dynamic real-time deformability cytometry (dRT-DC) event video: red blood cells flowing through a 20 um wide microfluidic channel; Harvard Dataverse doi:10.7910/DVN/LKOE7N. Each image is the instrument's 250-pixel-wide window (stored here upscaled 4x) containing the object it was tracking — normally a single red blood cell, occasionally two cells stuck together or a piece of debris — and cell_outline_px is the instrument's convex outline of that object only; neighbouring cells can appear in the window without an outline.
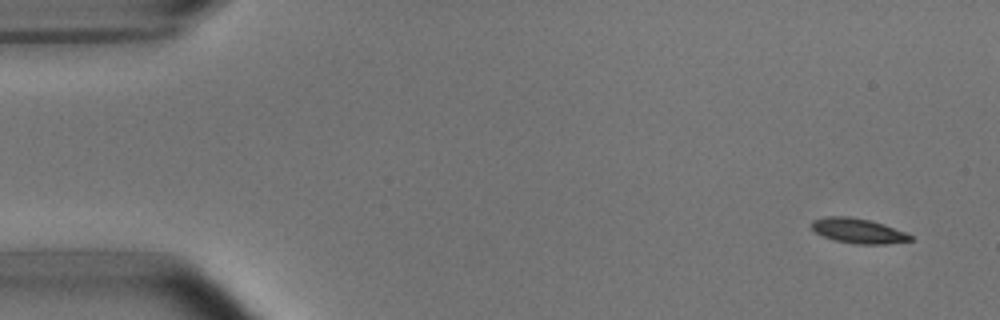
{"species": "common noctule bat (a hibernating species)", "species_latin": "Nyctalus noctula", "temperature_condition": "room temperature", "stored_images_in_passage": 6, "camera_frame_rate_fps": 3000, "um_per_image_px": 0.085, "animal": {"sex": "male", "body_mass_g": 15.6}, "frame": {"image": 1, "passage_image": 1, "time_ms": 0.0, "image_size_px": [1000, 320], "cell_outline_px": [[912, 240], [888, 244], [856, 244], [832, 240], [816, 232], [812, 228], [812, 220], [824, 216], [848, 216], [868, 220], [884, 224], [904, 232], [912, 236]], "centroid_in_image_um": [72.92, 19.62], "position_along_channel_um": 12.1, "area_um2": 14.28}}
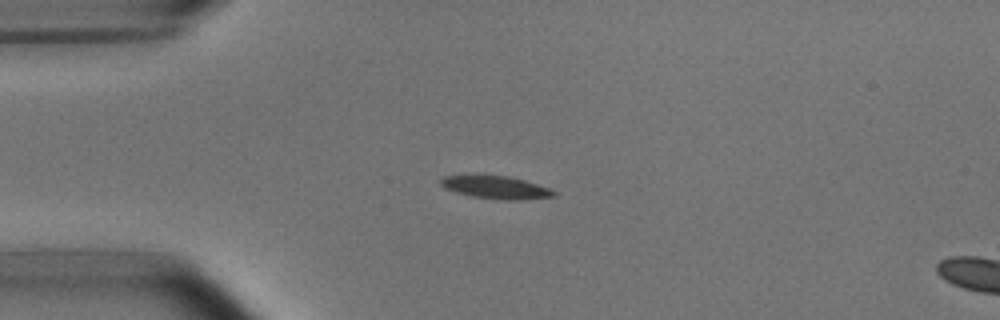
{"frame": {"image": 2, "passage_image": 4, "time_ms": 1.0, "image_size_px": [1000, 320], "cell_outline_px": [[556, 196], [520, 200], [504, 200], [472, 196], [456, 192], [444, 188], [440, 184], [440, 180], [444, 176], [508, 176], [524, 180], [548, 188], [556, 192]], "centroid_in_image_um": [42.16, 15.94], "position_along_channel_um": 42.8, "area_um2": 14.68}}
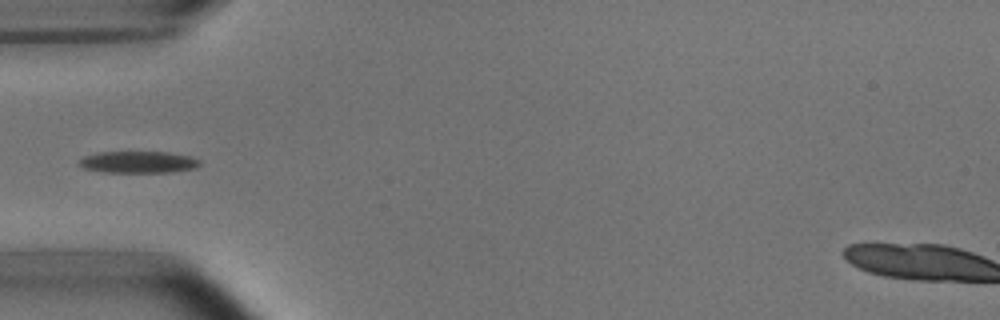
{"frame": {"image": 3, "passage_image": 5, "time_ms": 1.333, "image_size_px": [1000, 320], "cell_outline_px": [[200, 164], [196, 168], [172, 172], [104, 172], [84, 168], [76, 160], [84, 156], [100, 152], [168, 152], [188, 156], [200, 160]], "centroid_in_image_um": [11.74, 13.78], "position_along_channel_um": 73.3, "area_um2": 15.26}}